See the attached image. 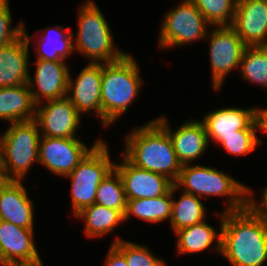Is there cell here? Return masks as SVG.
<instances>
[{
	"mask_svg": "<svg viewBox=\"0 0 267 266\" xmlns=\"http://www.w3.org/2000/svg\"><path fill=\"white\" fill-rule=\"evenodd\" d=\"M33 36L37 35H29L24 23L23 34L12 43L0 48V88L28 83L29 48Z\"/></svg>",
	"mask_w": 267,
	"mask_h": 266,
	"instance_id": "cell-18",
	"label": "cell"
},
{
	"mask_svg": "<svg viewBox=\"0 0 267 266\" xmlns=\"http://www.w3.org/2000/svg\"><path fill=\"white\" fill-rule=\"evenodd\" d=\"M260 108L225 107L207 112L201 117L209 142L219 144L223 136L241 129H261ZM211 139V140H210Z\"/></svg>",
	"mask_w": 267,
	"mask_h": 266,
	"instance_id": "cell-14",
	"label": "cell"
},
{
	"mask_svg": "<svg viewBox=\"0 0 267 266\" xmlns=\"http://www.w3.org/2000/svg\"><path fill=\"white\" fill-rule=\"evenodd\" d=\"M33 120L10 123L0 133V165L8 180H25L33 164L38 162L41 133Z\"/></svg>",
	"mask_w": 267,
	"mask_h": 266,
	"instance_id": "cell-6",
	"label": "cell"
},
{
	"mask_svg": "<svg viewBox=\"0 0 267 266\" xmlns=\"http://www.w3.org/2000/svg\"><path fill=\"white\" fill-rule=\"evenodd\" d=\"M103 63H91L80 70L75 80L69 73L67 98L83 116L95 113L102 123L101 82Z\"/></svg>",
	"mask_w": 267,
	"mask_h": 266,
	"instance_id": "cell-12",
	"label": "cell"
},
{
	"mask_svg": "<svg viewBox=\"0 0 267 266\" xmlns=\"http://www.w3.org/2000/svg\"><path fill=\"white\" fill-rule=\"evenodd\" d=\"M112 244L125 256L128 266H166L146 245L115 237Z\"/></svg>",
	"mask_w": 267,
	"mask_h": 266,
	"instance_id": "cell-30",
	"label": "cell"
},
{
	"mask_svg": "<svg viewBox=\"0 0 267 266\" xmlns=\"http://www.w3.org/2000/svg\"><path fill=\"white\" fill-rule=\"evenodd\" d=\"M41 136L55 138H79L81 114L67 98L45 101L36 105L35 118Z\"/></svg>",
	"mask_w": 267,
	"mask_h": 266,
	"instance_id": "cell-11",
	"label": "cell"
},
{
	"mask_svg": "<svg viewBox=\"0 0 267 266\" xmlns=\"http://www.w3.org/2000/svg\"><path fill=\"white\" fill-rule=\"evenodd\" d=\"M34 232L0 220V266L40 260Z\"/></svg>",
	"mask_w": 267,
	"mask_h": 266,
	"instance_id": "cell-19",
	"label": "cell"
},
{
	"mask_svg": "<svg viewBox=\"0 0 267 266\" xmlns=\"http://www.w3.org/2000/svg\"><path fill=\"white\" fill-rule=\"evenodd\" d=\"M178 191L179 188L174 184L172 186V211L169 223L174 233L179 229L204 221L207 215V208L201 201L202 198L180 190V196L176 200L175 194Z\"/></svg>",
	"mask_w": 267,
	"mask_h": 266,
	"instance_id": "cell-25",
	"label": "cell"
},
{
	"mask_svg": "<svg viewBox=\"0 0 267 266\" xmlns=\"http://www.w3.org/2000/svg\"><path fill=\"white\" fill-rule=\"evenodd\" d=\"M78 10V30L76 35L73 32L74 51L91 63H111L122 59L127 53L114 44V34L96 2L83 1Z\"/></svg>",
	"mask_w": 267,
	"mask_h": 266,
	"instance_id": "cell-4",
	"label": "cell"
},
{
	"mask_svg": "<svg viewBox=\"0 0 267 266\" xmlns=\"http://www.w3.org/2000/svg\"><path fill=\"white\" fill-rule=\"evenodd\" d=\"M35 110L28 83L0 88V120L8 123L33 120Z\"/></svg>",
	"mask_w": 267,
	"mask_h": 266,
	"instance_id": "cell-22",
	"label": "cell"
},
{
	"mask_svg": "<svg viewBox=\"0 0 267 266\" xmlns=\"http://www.w3.org/2000/svg\"><path fill=\"white\" fill-rule=\"evenodd\" d=\"M231 27L247 46H267V1L237 0Z\"/></svg>",
	"mask_w": 267,
	"mask_h": 266,
	"instance_id": "cell-17",
	"label": "cell"
},
{
	"mask_svg": "<svg viewBox=\"0 0 267 266\" xmlns=\"http://www.w3.org/2000/svg\"><path fill=\"white\" fill-rule=\"evenodd\" d=\"M6 266H44L42 260H38L35 262H29V263H11Z\"/></svg>",
	"mask_w": 267,
	"mask_h": 266,
	"instance_id": "cell-36",
	"label": "cell"
},
{
	"mask_svg": "<svg viewBox=\"0 0 267 266\" xmlns=\"http://www.w3.org/2000/svg\"><path fill=\"white\" fill-rule=\"evenodd\" d=\"M138 62L128 52L122 59L103 63L101 82L102 124L108 128L118 121L139 97L142 83Z\"/></svg>",
	"mask_w": 267,
	"mask_h": 266,
	"instance_id": "cell-3",
	"label": "cell"
},
{
	"mask_svg": "<svg viewBox=\"0 0 267 266\" xmlns=\"http://www.w3.org/2000/svg\"><path fill=\"white\" fill-rule=\"evenodd\" d=\"M239 69L244 81L267 89V46H247Z\"/></svg>",
	"mask_w": 267,
	"mask_h": 266,
	"instance_id": "cell-27",
	"label": "cell"
},
{
	"mask_svg": "<svg viewBox=\"0 0 267 266\" xmlns=\"http://www.w3.org/2000/svg\"><path fill=\"white\" fill-rule=\"evenodd\" d=\"M110 245L103 266H128L125 256L113 244Z\"/></svg>",
	"mask_w": 267,
	"mask_h": 266,
	"instance_id": "cell-34",
	"label": "cell"
},
{
	"mask_svg": "<svg viewBox=\"0 0 267 266\" xmlns=\"http://www.w3.org/2000/svg\"><path fill=\"white\" fill-rule=\"evenodd\" d=\"M256 131H261V129L236 130L235 134L223 136V140L219 143V145L230 155H248L255 151V148H257V146L263 141L258 138Z\"/></svg>",
	"mask_w": 267,
	"mask_h": 266,
	"instance_id": "cell-31",
	"label": "cell"
},
{
	"mask_svg": "<svg viewBox=\"0 0 267 266\" xmlns=\"http://www.w3.org/2000/svg\"><path fill=\"white\" fill-rule=\"evenodd\" d=\"M220 254L231 266H263L267 261V221L247 206L223 212Z\"/></svg>",
	"mask_w": 267,
	"mask_h": 266,
	"instance_id": "cell-1",
	"label": "cell"
},
{
	"mask_svg": "<svg viewBox=\"0 0 267 266\" xmlns=\"http://www.w3.org/2000/svg\"><path fill=\"white\" fill-rule=\"evenodd\" d=\"M172 211V188L171 190L159 197L155 198H143V199H134L127 200V209L124 215V221L132 215L149 222L151 224H156L169 220L171 218Z\"/></svg>",
	"mask_w": 267,
	"mask_h": 266,
	"instance_id": "cell-26",
	"label": "cell"
},
{
	"mask_svg": "<svg viewBox=\"0 0 267 266\" xmlns=\"http://www.w3.org/2000/svg\"><path fill=\"white\" fill-rule=\"evenodd\" d=\"M211 26H231L237 0H191Z\"/></svg>",
	"mask_w": 267,
	"mask_h": 266,
	"instance_id": "cell-29",
	"label": "cell"
},
{
	"mask_svg": "<svg viewBox=\"0 0 267 266\" xmlns=\"http://www.w3.org/2000/svg\"><path fill=\"white\" fill-rule=\"evenodd\" d=\"M95 203L118 210L125 215L127 199L122 179L115 169L98 185Z\"/></svg>",
	"mask_w": 267,
	"mask_h": 266,
	"instance_id": "cell-28",
	"label": "cell"
},
{
	"mask_svg": "<svg viewBox=\"0 0 267 266\" xmlns=\"http://www.w3.org/2000/svg\"><path fill=\"white\" fill-rule=\"evenodd\" d=\"M114 169L122 179L127 200L163 196L174 185L161 174L134 166L123 155L121 163H115Z\"/></svg>",
	"mask_w": 267,
	"mask_h": 266,
	"instance_id": "cell-16",
	"label": "cell"
},
{
	"mask_svg": "<svg viewBox=\"0 0 267 266\" xmlns=\"http://www.w3.org/2000/svg\"><path fill=\"white\" fill-rule=\"evenodd\" d=\"M124 140L123 156L131 164L161 174L176 183L182 164L168 132L155 119L134 128Z\"/></svg>",
	"mask_w": 267,
	"mask_h": 266,
	"instance_id": "cell-2",
	"label": "cell"
},
{
	"mask_svg": "<svg viewBox=\"0 0 267 266\" xmlns=\"http://www.w3.org/2000/svg\"><path fill=\"white\" fill-rule=\"evenodd\" d=\"M220 219L219 231L214 228V226L208 224L206 219L198 224L188 226L179 229L174 233L177 237L176 250L177 254L187 255L201 253L205 250H210L209 247L212 246V250L216 253H221V227L223 222V211L219 213L216 212L215 216ZM219 232V233H218ZM214 247H213V242Z\"/></svg>",
	"mask_w": 267,
	"mask_h": 266,
	"instance_id": "cell-21",
	"label": "cell"
},
{
	"mask_svg": "<svg viewBox=\"0 0 267 266\" xmlns=\"http://www.w3.org/2000/svg\"><path fill=\"white\" fill-rule=\"evenodd\" d=\"M34 204L23 180H8L0 189V220L27 229L34 228Z\"/></svg>",
	"mask_w": 267,
	"mask_h": 266,
	"instance_id": "cell-20",
	"label": "cell"
},
{
	"mask_svg": "<svg viewBox=\"0 0 267 266\" xmlns=\"http://www.w3.org/2000/svg\"><path fill=\"white\" fill-rule=\"evenodd\" d=\"M88 147L80 138L41 136L38 162L51 173L62 178L69 175L84 156L101 140Z\"/></svg>",
	"mask_w": 267,
	"mask_h": 266,
	"instance_id": "cell-10",
	"label": "cell"
},
{
	"mask_svg": "<svg viewBox=\"0 0 267 266\" xmlns=\"http://www.w3.org/2000/svg\"><path fill=\"white\" fill-rule=\"evenodd\" d=\"M107 143L101 139L79 162L74 170L64 176L71 181V207L74 217L95 203L98 185L114 169Z\"/></svg>",
	"mask_w": 267,
	"mask_h": 266,
	"instance_id": "cell-7",
	"label": "cell"
},
{
	"mask_svg": "<svg viewBox=\"0 0 267 266\" xmlns=\"http://www.w3.org/2000/svg\"><path fill=\"white\" fill-rule=\"evenodd\" d=\"M253 193V194H252ZM254 190L247 187V201L246 206L257 216L267 221V185L261 192V199H254Z\"/></svg>",
	"mask_w": 267,
	"mask_h": 266,
	"instance_id": "cell-33",
	"label": "cell"
},
{
	"mask_svg": "<svg viewBox=\"0 0 267 266\" xmlns=\"http://www.w3.org/2000/svg\"><path fill=\"white\" fill-rule=\"evenodd\" d=\"M40 40L37 42L36 60L66 61L65 59L74 52L73 32L70 28L55 25L45 27Z\"/></svg>",
	"mask_w": 267,
	"mask_h": 266,
	"instance_id": "cell-23",
	"label": "cell"
},
{
	"mask_svg": "<svg viewBox=\"0 0 267 266\" xmlns=\"http://www.w3.org/2000/svg\"><path fill=\"white\" fill-rule=\"evenodd\" d=\"M9 0L0 1V48L12 43L23 34L24 21L13 27Z\"/></svg>",
	"mask_w": 267,
	"mask_h": 266,
	"instance_id": "cell-32",
	"label": "cell"
},
{
	"mask_svg": "<svg viewBox=\"0 0 267 266\" xmlns=\"http://www.w3.org/2000/svg\"><path fill=\"white\" fill-rule=\"evenodd\" d=\"M212 27L191 0H182L162 19L158 45L161 49L186 46L205 40Z\"/></svg>",
	"mask_w": 267,
	"mask_h": 266,
	"instance_id": "cell-8",
	"label": "cell"
},
{
	"mask_svg": "<svg viewBox=\"0 0 267 266\" xmlns=\"http://www.w3.org/2000/svg\"><path fill=\"white\" fill-rule=\"evenodd\" d=\"M66 61L35 60L34 78H28V86L34 103L67 96L69 73ZM44 101V102H43Z\"/></svg>",
	"mask_w": 267,
	"mask_h": 266,
	"instance_id": "cell-15",
	"label": "cell"
},
{
	"mask_svg": "<svg viewBox=\"0 0 267 266\" xmlns=\"http://www.w3.org/2000/svg\"><path fill=\"white\" fill-rule=\"evenodd\" d=\"M259 119L261 124V132L267 133V108H260Z\"/></svg>",
	"mask_w": 267,
	"mask_h": 266,
	"instance_id": "cell-35",
	"label": "cell"
},
{
	"mask_svg": "<svg viewBox=\"0 0 267 266\" xmlns=\"http://www.w3.org/2000/svg\"><path fill=\"white\" fill-rule=\"evenodd\" d=\"M210 29L205 40H209L212 88L218 92L226 77L239 69L247 45L231 26H212Z\"/></svg>",
	"mask_w": 267,
	"mask_h": 266,
	"instance_id": "cell-9",
	"label": "cell"
},
{
	"mask_svg": "<svg viewBox=\"0 0 267 266\" xmlns=\"http://www.w3.org/2000/svg\"><path fill=\"white\" fill-rule=\"evenodd\" d=\"M155 120L168 132L177 158L182 165L195 163L207 151L210 142L200 119L186 120L175 130H172L166 116L160 115Z\"/></svg>",
	"mask_w": 267,
	"mask_h": 266,
	"instance_id": "cell-13",
	"label": "cell"
},
{
	"mask_svg": "<svg viewBox=\"0 0 267 266\" xmlns=\"http://www.w3.org/2000/svg\"><path fill=\"white\" fill-rule=\"evenodd\" d=\"M175 185L183 192L199 198L227 197L223 212L239 211L246 207L247 185L235 180L223 170L201 164L182 165Z\"/></svg>",
	"mask_w": 267,
	"mask_h": 266,
	"instance_id": "cell-5",
	"label": "cell"
},
{
	"mask_svg": "<svg viewBox=\"0 0 267 266\" xmlns=\"http://www.w3.org/2000/svg\"><path fill=\"white\" fill-rule=\"evenodd\" d=\"M75 217L84 221L83 233L90 239L110 235L124 223V215L120 211L96 203L84 208Z\"/></svg>",
	"mask_w": 267,
	"mask_h": 266,
	"instance_id": "cell-24",
	"label": "cell"
},
{
	"mask_svg": "<svg viewBox=\"0 0 267 266\" xmlns=\"http://www.w3.org/2000/svg\"><path fill=\"white\" fill-rule=\"evenodd\" d=\"M7 181L8 179L6 178L4 170L2 169V166L0 165V189Z\"/></svg>",
	"mask_w": 267,
	"mask_h": 266,
	"instance_id": "cell-37",
	"label": "cell"
}]
</instances>
